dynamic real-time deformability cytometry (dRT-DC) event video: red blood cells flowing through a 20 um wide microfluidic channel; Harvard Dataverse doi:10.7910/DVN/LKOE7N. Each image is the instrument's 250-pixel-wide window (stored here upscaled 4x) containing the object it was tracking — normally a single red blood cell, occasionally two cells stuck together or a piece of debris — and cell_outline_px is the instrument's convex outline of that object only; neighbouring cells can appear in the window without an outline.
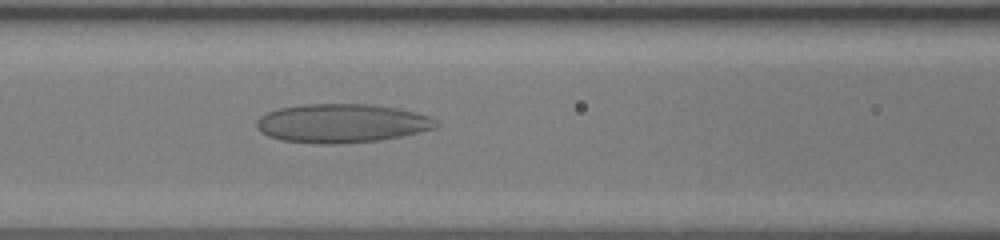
{"species": "human", "species_latin": "Homo sapiens", "temperature_condition": "room temperature", "stored_images_in_passage": 41, "camera_frame_rate_fps": 3000, "um_per_image_px": 0.085, "donor": {"sex": "female"}, "frame": {"image": 1, "passage_image": 19, "time_ms": 6.0, "image_size_px": [1000, 240], "cell_outline_px": [[440, 124], [436, 128], [400, 136], [380, 140], [336, 144], [320, 144], [280, 140], [268, 136], [260, 132], [256, 128], [256, 120], [260, 116], [268, 112], [280, 108], [300, 104], [372, 104], [396, 108], [416, 112], [432, 116]], "centroid_in_image_um": [29.04, 10.47], "position_along_channel_um": 137.6, "area_um2": 40.86}}
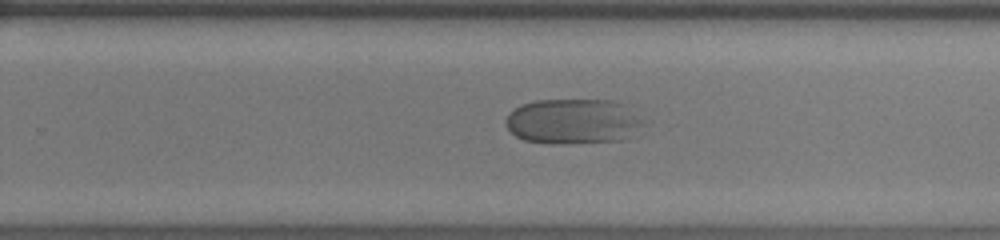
{"frame": {"image": 2, "passage_image": 29, "time_ms": 9.333, "image_size_px": [1000, 240], "cell_outline_px": [[652, 124], [624, 140], [560, 144], [548, 144], [524, 140], [516, 136], [508, 128], [504, 120], [508, 112], [520, 104], [536, 100], [616, 100], [636, 104]], "centroid_in_image_um": [48.94, 10.29], "position_along_channel_um": 280.9, "area_um2": 38.44}}
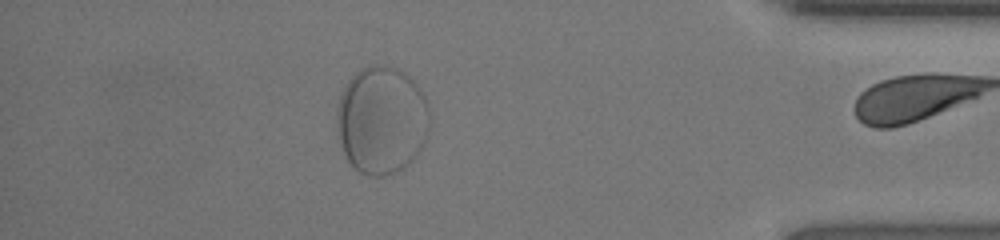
{"frame": {"image": 3, "passage_image": 40, "time_ms": 13.0, "image_size_px": [1000, 240], "cell_outline_px": [[428, 136], [424, 144], [416, 156], [404, 168], [396, 172], [384, 176], [368, 176], [360, 172], [344, 156], [340, 148], [336, 120], [336, 112], [340, 92], [348, 80], [360, 68], [368, 64], [388, 64], [400, 68], [424, 92], [428, 100]], "centroid_in_image_um": [32.43, 10.18], "position_along_channel_um": 402.8, "area_um2": 59.53}}